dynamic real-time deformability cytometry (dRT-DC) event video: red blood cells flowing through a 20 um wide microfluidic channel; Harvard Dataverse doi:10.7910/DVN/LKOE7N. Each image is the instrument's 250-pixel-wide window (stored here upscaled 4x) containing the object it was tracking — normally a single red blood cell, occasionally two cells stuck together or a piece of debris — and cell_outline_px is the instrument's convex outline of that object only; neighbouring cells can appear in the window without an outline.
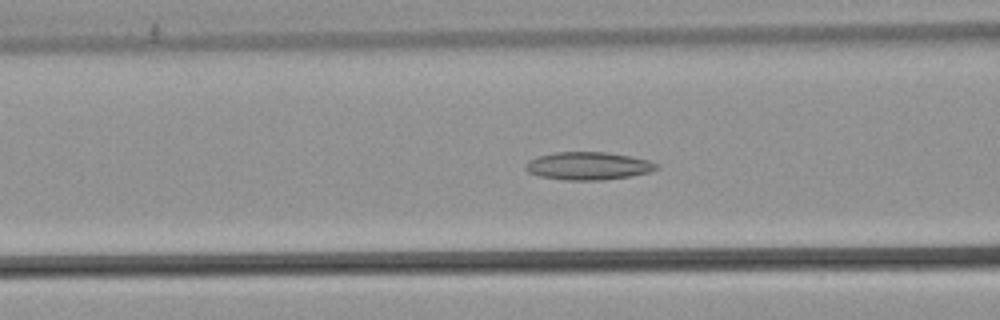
{"species": "common noctule bat (a hibernating species)", "species_latin": "Nyctalus noctula", "temperature_condition": "warm", "stored_images_in_passage": 35, "camera_frame_rate_fps": 3000, "um_per_image_px": 0.085, "animal": {"sex": "male", "body_mass_g": 21.5, "forearm_length_mm": 52.0}, "frame": {"image": 1, "passage_image": 9, "time_ms": 2.667, "image_size_px": [1000, 320], "cell_outline_px": [[660, 168], [648, 172], [628, 176], [600, 180], [564, 180], [540, 176], [528, 172], [524, 168], [524, 164], [528, 160], [540, 156], [556, 152], [604, 152], [628, 156], [648, 160], [660, 164]], "centroid_in_image_um": [49.98, 14.1], "position_along_channel_um": 116.6, "area_um2": 21.1}}
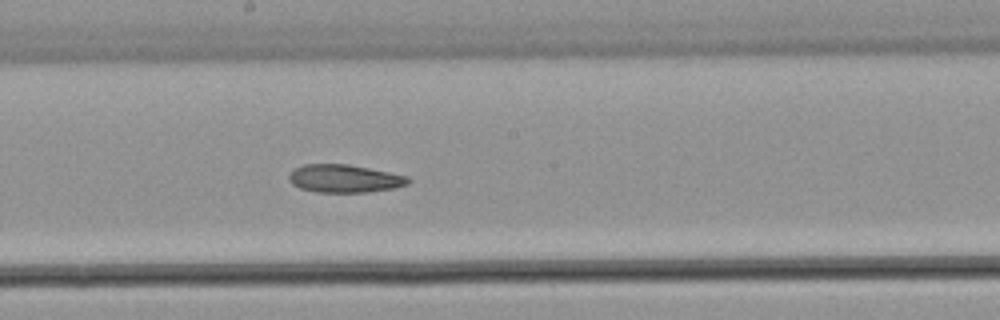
{"frame": {"image": 2, "passage_image": 17, "time_ms": 5.333, "image_size_px": [1000, 320], "cell_outline_px": [[412, 180], [408, 184], [396, 188], [368, 192], [316, 192], [300, 188], [292, 184], [288, 180], [288, 176], [296, 168], [304, 164], [348, 164], [408, 176]], "centroid_in_image_um": [29.3, 15.18], "position_along_channel_um": 218.9, "area_um2": 19.42}}
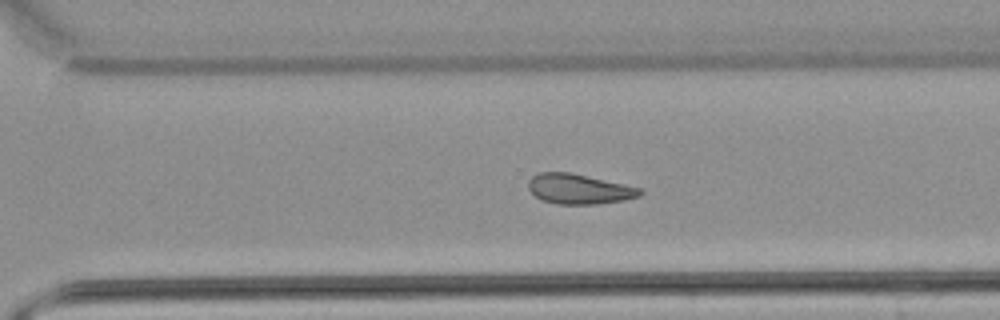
{"frame": {"image": 3, "passage_image": 25, "time_ms": 8.0, "image_size_px": [1000, 320], "cell_outline_px": [[644, 192], [640, 196], [624, 200], [596, 204], [556, 204], [540, 200], [528, 188], [528, 180], [532, 176], [540, 172], [568, 172], [624, 184], [640, 188]], "centroid_in_image_um": [49.2, 16.07], "position_along_channel_um": 321.4, "area_um2": 19.48}}